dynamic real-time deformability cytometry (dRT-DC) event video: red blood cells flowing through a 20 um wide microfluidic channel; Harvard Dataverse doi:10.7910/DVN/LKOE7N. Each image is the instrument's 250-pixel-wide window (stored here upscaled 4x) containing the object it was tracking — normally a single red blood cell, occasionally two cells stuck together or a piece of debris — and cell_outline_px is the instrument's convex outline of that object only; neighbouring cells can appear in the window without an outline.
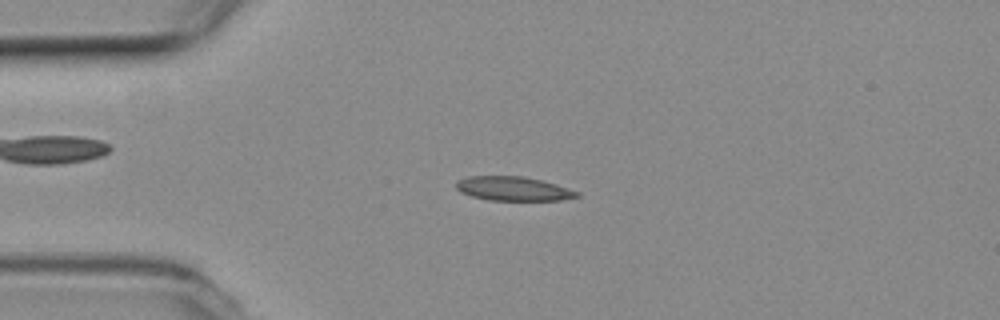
{"species": "common noctule bat (a hibernating species)", "species_latin": "Nyctalus noctula", "temperature_condition": "room temperature", "stored_images_in_passage": 50, "camera_frame_rate_fps": 3000, "um_per_image_px": 0.085, "animal": {"sex": "female", "body_mass_g": 19.3, "forearm_length_mm": 54.1}, "frame": {"image": 1, "passage_image": 9, "time_ms": 2.667, "image_size_px": [1000, 320], "cell_outline_px": [[580, 196], [560, 200], [488, 200], [472, 196], [460, 192], [456, 188], [456, 180], [468, 176], [524, 176], [544, 180], [580, 192]], "centroid_in_image_um": [43.63, 16.03], "position_along_channel_um": 41.4, "area_um2": 17.11}}
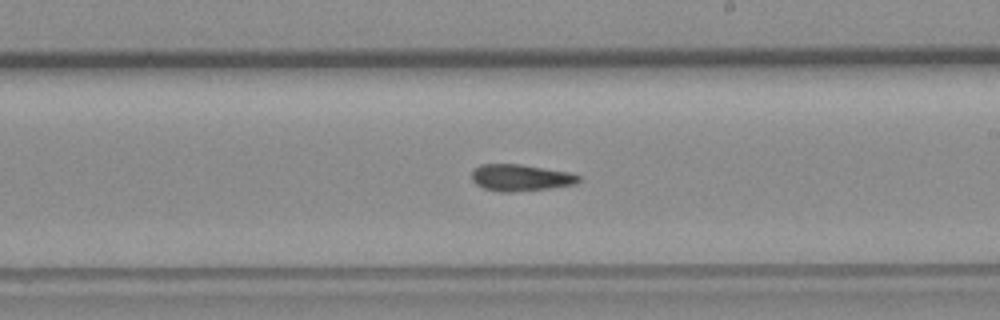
{"frame": {"image": 2, "passage_image": 27, "time_ms": 8.667, "image_size_px": [1000, 320], "cell_outline_px": [[580, 180], [576, 184], [548, 188], [512, 192], [500, 192], [484, 188], [476, 184], [472, 180], [472, 168], [480, 164], [520, 164], [572, 172], [580, 176]], "centroid_in_image_um": [44.24, 15.09], "position_along_channel_um": 244.8, "area_um2": 16.76}}
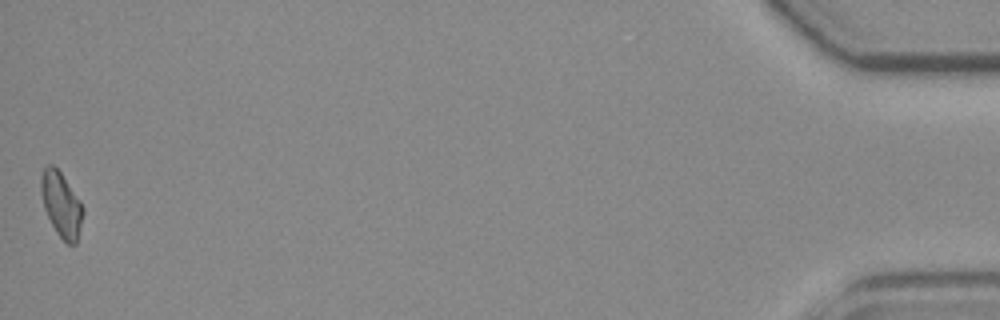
{"frame": {"image": 3, "passage_image": 50, "time_ms": 16.333, "image_size_px": [1000, 320], "cell_outline_px": [[84, 212], [76, 244], [68, 244], [56, 232], [44, 208], [40, 192], [40, 176], [44, 168], [48, 164], [52, 164], [60, 172], [80, 200], [84, 208]], "centroid_in_image_um": [5.2, 17.37], "position_along_channel_um": 430.0, "area_um2": 15.78}}